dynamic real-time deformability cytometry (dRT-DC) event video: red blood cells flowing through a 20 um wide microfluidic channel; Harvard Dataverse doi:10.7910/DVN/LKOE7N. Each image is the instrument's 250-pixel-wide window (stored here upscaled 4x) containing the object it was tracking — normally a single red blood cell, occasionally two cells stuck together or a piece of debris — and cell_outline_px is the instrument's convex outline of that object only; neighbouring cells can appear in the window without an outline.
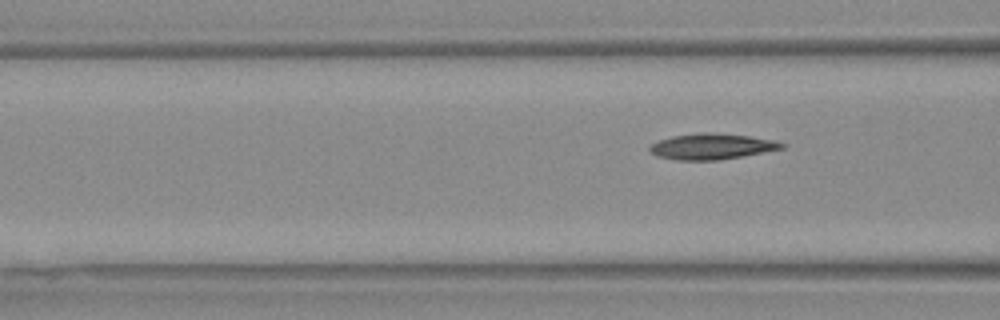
{"species": "Egyptian fruit bat (a non-hibernating species)", "species_latin": "Rousettus aegyptiacus", "temperature_condition": "warm", "stored_images_in_passage": 7, "segment_of_instrument_passage": [2, 2], "camera_frame_rate_fps": 3000, "um_per_image_px": 0.085, "animal": {"sex": "female"}, "frame": {"image": 1, "passage_image": 7, "time_ms": 2.0, "image_size_px": [1000, 320], "cell_outline_px": [[788, 144], [784, 148], [740, 156], [716, 160], [676, 160], [656, 156], [648, 148], [652, 144], [660, 140], [672, 136], [700, 132], [712, 132], [748, 136], [776, 140]], "centroid_in_image_um": [60.51, 12.44], "position_along_channel_um": 106.1, "area_um2": 19.77}}